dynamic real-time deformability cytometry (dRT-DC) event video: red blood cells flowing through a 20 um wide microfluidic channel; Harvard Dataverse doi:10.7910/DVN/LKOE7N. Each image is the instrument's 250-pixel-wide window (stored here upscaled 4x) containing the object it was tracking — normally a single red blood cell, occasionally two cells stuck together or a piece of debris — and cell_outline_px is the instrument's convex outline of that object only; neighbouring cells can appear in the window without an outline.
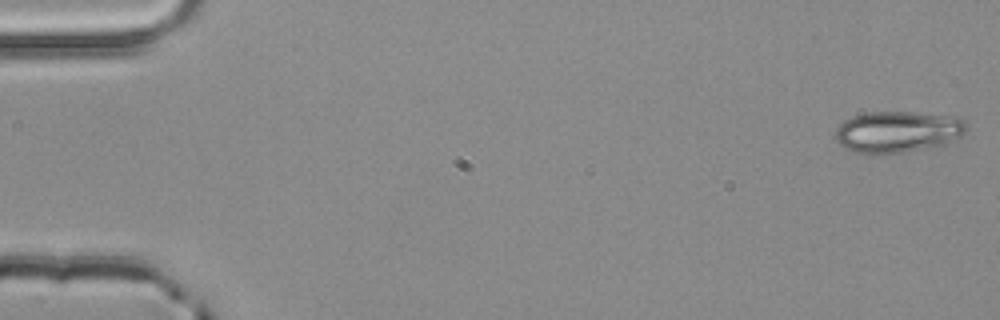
{"species": "common noctule bat (a hibernating species)", "species_latin": "Nyctalus noctula", "temperature_condition": "room temperature", "stored_images_in_passage": 4, "camera_frame_rate_fps": 3000, "um_per_image_px": 0.085, "animal": {"sex": "male", "body_mass_g": 20.4}, "frame": {"image": 1, "passage_image": 1, "time_ms": 0.0, "image_size_px": [1000, 320], "cell_outline_px": [[968, 132], [944, 144], [904, 152], [872, 156], [852, 152], [844, 148], [832, 136], [836, 128], [844, 120], [852, 116], [868, 112], [916, 112], [944, 116], [964, 120], [968, 128]], "centroid_in_image_um": [76.21, 11.23], "position_along_channel_um": 8.8, "area_um2": 32.02}}
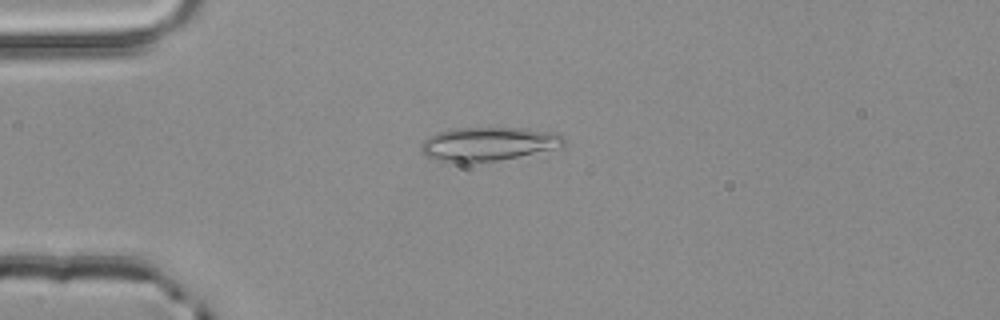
{"frame": {"image": 2, "passage_image": 4, "time_ms": 1.0, "image_size_px": [1000, 320], "cell_outline_px": [[564, 144], [560, 148], [496, 160], [460, 164], [436, 160], [424, 156], [420, 148], [420, 144], [428, 136], [440, 132], [456, 128], [524, 128], [556, 132], [564, 136]], "centroid_in_image_um": [41.48, 12.24], "position_along_channel_um": 43.5, "area_um2": 28.32}}